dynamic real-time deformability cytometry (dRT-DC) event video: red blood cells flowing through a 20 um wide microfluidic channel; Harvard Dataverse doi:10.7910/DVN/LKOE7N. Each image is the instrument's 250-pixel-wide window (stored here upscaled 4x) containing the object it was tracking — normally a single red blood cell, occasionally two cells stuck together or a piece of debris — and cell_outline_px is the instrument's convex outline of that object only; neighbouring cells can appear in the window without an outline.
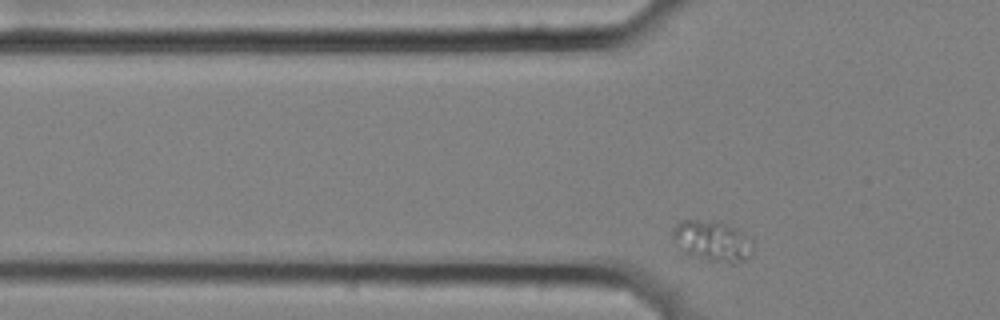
{"species": "common noctule bat (a hibernating species)", "species_latin": "Nyctalus noctula", "temperature_condition": "cold", "stored_images_in_passage": 3, "camera_frame_rate_fps": 3000, "um_per_image_px": 0.085, "animal": {"sex": "female", "body_mass_g": 25.1}, "frame": {"image": 1, "passage_image": 3, "time_ms": 0.667, "image_size_px": [1000, 320], "cell_outline_px": [[752, 256], [744, 260], [712, 260], [684, 252], [672, 240], [672, 228], [680, 220], [720, 220], [752, 236]], "centroid_in_image_um": [60.55, 20.4], "position_along_channel_um": 65.2, "area_um2": 18.9}}